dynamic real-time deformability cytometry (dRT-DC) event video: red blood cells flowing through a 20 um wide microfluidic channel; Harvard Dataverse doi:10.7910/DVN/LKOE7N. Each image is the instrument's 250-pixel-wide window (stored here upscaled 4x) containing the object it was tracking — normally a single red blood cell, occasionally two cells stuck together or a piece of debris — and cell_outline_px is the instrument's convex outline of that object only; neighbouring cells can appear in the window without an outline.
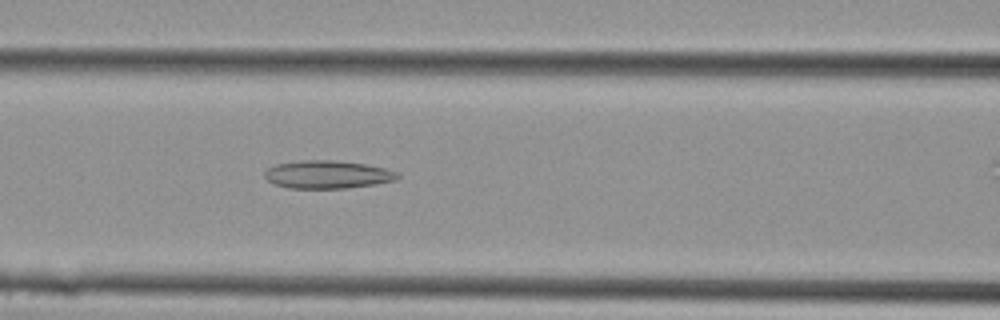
{"species": "Egyptian fruit bat (a non-hibernating species)", "species_latin": "Rousettus aegyptiacus", "temperature_condition": "cold", "stored_images_in_passage": 9, "camera_frame_rate_fps": 3000, "um_per_image_px": 0.085, "animal": {"sex": "female"}, "frame": {"image": 1, "passage_image": 8, "time_ms": 2.333, "image_size_px": [1000, 320], "cell_outline_px": [[400, 176], [396, 180], [376, 184], [348, 188], [288, 188], [276, 184], [268, 180], [264, 176], [264, 172], [268, 168], [276, 164], [300, 160], [332, 160], [368, 164], [400, 172]], "centroid_in_image_um": [27.87, 14.83], "position_along_channel_um": 138.7, "area_um2": 21.79}}